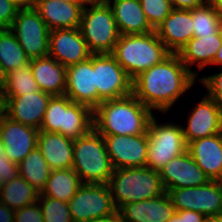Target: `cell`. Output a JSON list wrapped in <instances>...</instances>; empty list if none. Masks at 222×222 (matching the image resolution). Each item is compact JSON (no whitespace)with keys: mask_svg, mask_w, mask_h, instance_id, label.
Wrapping results in <instances>:
<instances>
[{"mask_svg":"<svg viewBox=\"0 0 222 222\" xmlns=\"http://www.w3.org/2000/svg\"><path fill=\"white\" fill-rule=\"evenodd\" d=\"M197 73L188 70L177 53L141 72L132 80V94L146 107L166 113L195 83Z\"/></svg>","mask_w":222,"mask_h":222,"instance_id":"6da1fadb","label":"cell"},{"mask_svg":"<svg viewBox=\"0 0 222 222\" xmlns=\"http://www.w3.org/2000/svg\"><path fill=\"white\" fill-rule=\"evenodd\" d=\"M152 117L151 109L130 94L102 101L93 110V128L101 135L147 134Z\"/></svg>","mask_w":222,"mask_h":222,"instance_id":"7a4b0ae2","label":"cell"},{"mask_svg":"<svg viewBox=\"0 0 222 222\" xmlns=\"http://www.w3.org/2000/svg\"><path fill=\"white\" fill-rule=\"evenodd\" d=\"M111 54L133 80L141 72L162 62L171 52L154 30L146 34L120 35Z\"/></svg>","mask_w":222,"mask_h":222,"instance_id":"3957f363","label":"cell"},{"mask_svg":"<svg viewBox=\"0 0 222 222\" xmlns=\"http://www.w3.org/2000/svg\"><path fill=\"white\" fill-rule=\"evenodd\" d=\"M108 185L116 209L163 195L160 173L147 166L114 169Z\"/></svg>","mask_w":222,"mask_h":222,"instance_id":"277c9868","label":"cell"},{"mask_svg":"<svg viewBox=\"0 0 222 222\" xmlns=\"http://www.w3.org/2000/svg\"><path fill=\"white\" fill-rule=\"evenodd\" d=\"M72 169L82 183L108 184L114 168L104 138L94 128L86 135L74 139Z\"/></svg>","mask_w":222,"mask_h":222,"instance_id":"5b68a950","label":"cell"},{"mask_svg":"<svg viewBox=\"0 0 222 222\" xmlns=\"http://www.w3.org/2000/svg\"><path fill=\"white\" fill-rule=\"evenodd\" d=\"M92 129L93 110L62 95L51 97L39 130L60 133L74 140Z\"/></svg>","mask_w":222,"mask_h":222,"instance_id":"8992f818","label":"cell"},{"mask_svg":"<svg viewBox=\"0 0 222 222\" xmlns=\"http://www.w3.org/2000/svg\"><path fill=\"white\" fill-rule=\"evenodd\" d=\"M79 30L92 54H111L120 37L109 4L84 6Z\"/></svg>","mask_w":222,"mask_h":222,"instance_id":"52a82bcc","label":"cell"},{"mask_svg":"<svg viewBox=\"0 0 222 222\" xmlns=\"http://www.w3.org/2000/svg\"><path fill=\"white\" fill-rule=\"evenodd\" d=\"M148 152L146 166L160 171L174 157L187 151L184 132L180 125L158 124L153 116L148 125Z\"/></svg>","mask_w":222,"mask_h":222,"instance_id":"ba28073f","label":"cell"},{"mask_svg":"<svg viewBox=\"0 0 222 222\" xmlns=\"http://www.w3.org/2000/svg\"><path fill=\"white\" fill-rule=\"evenodd\" d=\"M175 211L192 210L205 217L222 216V181L210 180L198 187L167 191Z\"/></svg>","mask_w":222,"mask_h":222,"instance_id":"9c48e42d","label":"cell"},{"mask_svg":"<svg viewBox=\"0 0 222 222\" xmlns=\"http://www.w3.org/2000/svg\"><path fill=\"white\" fill-rule=\"evenodd\" d=\"M10 30L30 59L49 55L50 30L34 7L20 8Z\"/></svg>","mask_w":222,"mask_h":222,"instance_id":"30bf717a","label":"cell"},{"mask_svg":"<svg viewBox=\"0 0 222 222\" xmlns=\"http://www.w3.org/2000/svg\"><path fill=\"white\" fill-rule=\"evenodd\" d=\"M68 205L73 222L105 217L117 211L108 184L83 183Z\"/></svg>","mask_w":222,"mask_h":222,"instance_id":"8fae6325","label":"cell"},{"mask_svg":"<svg viewBox=\"0 0 222 222\" xmlns=\"http://www.w3.org/2000/svg\"><path fill=\"white\" fill-rule=\"evenodd\" d=\"M98 105L132 94V79L112 54H92Z\"/></svg>","mask_w":222,"mask_h":222,"instance_id":"7c38bea8","label":"cell"},{"mask_svg":"<svg viewBox=\"0 0 222 222\" xmlns=\"http://www.w3.org/2000/svg\"><path fill=\"white\" fill-rule=\"evenodd\" d=\"M102 136L114 169L146 166L148 134Z\"/></svg>","mask_w":222,"mask_h":222,"instance_id":"4fadbf2b","label":"cell"},{"mask_svg":"<svg viewBox=\"0 0 222 222\" xmlns=\"http://www.w3.org/2000/svg\"><path fill=\"white\" fill-rule=\"evenodd\" d=\"M88 49L79 28L51 30L49 33V56L65 67L88 60Z\"/></svg>","mask_w":222,"mask_h":222,"instance_id":"5bb4252c","label":"cell"},{"mask_svg":"<svg viewBox=\"0 0 222 222\" xmlns=\"http://www.w3.org/2000/svg\"><path fill=\"white\" fill-rule=\"evenodd\" d=\"M65 95L72 101L94 110L98 106L92 55L88 60L66 67Z\"/></svg>","mask_w":222,"mask_h":222,"instance_id":"9a60e30c","label":"cell"},{"mask_svg":"<svg viewBox=\"0 0 222 222\" xmlns=\"http://www.w3.org/2000/svg\"><path fill=\"white\" fill-rule=\"evenodd\" d=\"M188 118L187 127H182L187 145L197 139L222 133V107L207 94Z\"/></svg>","mask_w":222,"mask_h":222,"instance_id":"2e32d148","label":"cell"},{"mask_svg":"<svg viewBox=\"0 0 222 222\" xmlns=\"http://www.w3.org/2000/svg\"><path fill=\"white\" fill-rule=\"evenodd\" d=\"M159 173L166 192L174 188L198 187L210 181L188 151L167 162Z\"/></svg>","mask_w":222,"mask_h":222,"instance_id":"e0dca14e","label":"cell"},{"mask_svg":"<svg viewBox=\"0 0 222 222\" xmlns=\"http://www.w3.org/2000/svg\"><path fill=\"white\" fill-rule=\"evenodd\" d=\"M39 131L15 122L7 116L0 122V140L11 162L19 164L37 147Z\"/></svg>","mask_w":222,"mask_h":222,"instance_id":"ac0fdd59","label":"cell"},{"mask_svg":"<svg viewBox=\"0 0 222 222\" xmlns=\"http://www.w3.org/2000/svg\"><path fill=\"white\" fill-rule=\"evenodd\" d=\"M52 95L43 91L7 98L6 116L11 120L40 129Z\"/></svg>","mask_w":222,"mask_h":222,"instance_id":"d6986e66","label":"cell"},{"mask_svg":"<svg viewBox=\"0 0 222 222\" xmlns=\"http://www.w3.org/2000/svg\"><path fill=\"white\" fill-rule=\"evenodd\" d=\"M83 8L77 0H36L34 5L50 31L79 28Z\"/></svg>","mask_w":222,"mask_h":222,"instance_id":"ffe728a7","label":"cell"},{"mask_svg":"<svg viewBox=\"0 0 222 222\" xmlns=\"http://www.w3.org/2000/svg\"><path fill=\"white\" fill-rule=\"evenodd\" d=\"M155 32L171 53H178L194 37L192 10L173 8Z\"/></svg>","mask_w":222,"mask_h":222,"instance_id":"44dd1931","label":"cell"},{"mask_svg":"<svg viewBox=\"0 0 222 222\" xmlns=\"http://www.w3.org/2000/svg\"><path fill=\"white\" fill-rule=\"evenodd\" d=\"M187 151L210 180L222 181V133L190 142Z\"/></svg>","mask_w":222,"mask_h":222,"instance_id":"7402d4cb","label":"cell"},{"mask_svg":"<svg viewBox=\"0 0 222 222\" xmlns=\"http://www.w3.org/2000/svg\"><path fill=\"white\" fill-rule=\"evenodd\" d=\"M119 212L124 222H168L176 211L165 192L156 198L126 204Z\"/></svg>","mask_w":222,"mask_h":222,"instance_id":"603a6c76","label":"cell"},{"mask_svg":"<svg viewBox=\"0 0 222 222\" xmlns=\"http://www.w3.org/2000/svg\"><path fill=\"white\" fill-rule=\"evenodd\" d=\"M37 148L51 170L72 168L73 139L56 132L39 131Z\"/></svg>","mask_w":222,"mask_h":222,"instance_id":"cb8c5ba5","label":"cell"},{"mask_svg":"<svg viewBox=\"0 0 222 222\" xmlns=\"http://www.w3.org/2000/svg\"><path fill=\"white\" fill-rule=\"evenodd\" d=\"M33 77L40 91L52 96L65 95L66 67L51 56L30 59Z\"/></svg>","mask_w":222,"mask_h":222,"instance_id":"d4e9b609","label":"cell"},{"mask_svg":"<svg viewBox=\"0 0 222 222\" xmlns=\"http://www.w3.org/2000/svg\"><path fill=\"white\" fill-rule=\"evenodd\" d=\"M109 5L120 35L146 34L154 31L148 23L139 0H113Z\"/></svg>","mask_w":222,"mask_h":222,"instance_id":"484cf974","label":"cell"},{"mask_svg":"<svg viewBox=\"0 0 222 222\" xmlns=\"http://www.w3.org/2000/svg\"><path fill=\"white\" fill-rule=\"evenodd\" d=\"M222 46V34L192 37L177 53L188 70L198 62V69L211 65Z\"/></svg>","mask_w":222,"mask_h":222,"instance_id":"4316f807","label":"cell"},{"mask_svg":"<svg viewBox=\"0 0 222 222\" xmlns=\"http://www.w3.org/2000/svg\"><path fill=\"white\" fill-rule=\"evenodd\" d=\"M82 184L80 177L72 168L52 170L39 196L69 202Z\"/></svg>","mask_w":222,"mask_h":222,"instance_id":"83f0119b","label":"cell"},{"mask_svg":"<svg viewBox=\"0 0 222 222\" xmlns=\"http://www.w3.org/2000/svg\"><path fill=\"white\" fill-rule=\"evenodd\" d=\"M39 194L20 175L0 184V202L13 210L35 203Z\"/></svg>","mask_w":222,"mask_h":222,"instance_id":"f1b7e54d","label":"cell"},{"mask_svg":"<svg viewBox=\"0 0 222 222\" xmlns=\"http://www.w3.org/2000/svg\"><path fill=\"white\" fill-rule=\"evenodd\" d=\"M18 171L24 180L41 193L52 170L36 147L18 164Z\"/></svg>","mask_w":222,"mask_h":222,"instance_id":"f546056e","label":"cell"},{"mask_svg":"<svg viewBox=\"0 0 222 222\" xmlns=\"http://www.w3.org/2000/svg\"><path fill=\"white\" fill-rule=\"evenodd\" d=\"M29 62L30 58L25 54L14 33L10 29H0V64L5 72L8 74Z\"/></svg>","mask_w":222,"mask_h":222,"instance_id":"4dcf8cb0","label":"cell"},{"mask_svg":"<svg viewBox=\"0 0 222 222\" xmlns=\"http://www.w3.org/2000/svg\"><path fill=\"white\" fill-rule=\"evenodd\" d=\"M192 21L194 37L222 34V19L209 2L192 9Z\"/></svg>","mask_w":222,"mask_h":222,"instance_id":"1f68e13d","label":"cell"},{"mask_svg":"<svg viewBox=\"0 0 222 222\" xmlns=\"http://www.w3.org/2000/svg\"><path fill=\"white\" fill-rule=\"evenodd\" d=\"M40 91L35 81L30 62L19 66L7 74L5 96L7 98L18 97L24 94Z\"/></svg>","mask_w":222,"mask_h":222,"instance_id":"d6a6232c","label":"cell"},{"mask_svg":"<svg viewBox=\"0 0 222 222\" xmlns=\"http://www.w3.org/2000/svg\"><path fill=\"white\" fill-rule=\"evenodd\" d=\"M38 202L44 217V222H73L68 202L39 196Z\"/></svg>","mask_w":222,"mask_h":222,"instance_id":"836d02e7","label":"cell"},{"mask_svg":"<svg viewBox=\"0 0 222 222\" xmlns=\"http://www.w3.org/2000/svg\"><path fill=\"white\" fill-rule=\"evenodd\" d=\"M145 17L155 30L157 26L170 14L172 5L170 0H139Z\"/></svg>","mask_w":222,"mask_h":222,"instance_id":"e575fe53","label":"cell"},{"mask_svg":"<svg viewBox=\"0 0 222 222\" xmlns=\"http://www.w3.org/2000/svg\"><path fill=\"white\" fill-rule=\"evenodd\" d=\"M14 222H44L38 201L14 210Z\"/></svg>","mask_w":222,"mask_h":222,"instance_id":"d590c367","label":"cell"},{"mask_svg":"<svg viewBox=\"0 0 222 222\" xmlns=\"http://www.w3.org/2000/svg\"><path fill=\"white\" fill-rule=\"evenodd\" d=\"M209 91L207 94L222 107V72L199 79Z\"/></svg>","mask_w":222,"mask_h":222,"instance_id":"8d00e7d4","label":"cell"},{"mask_svg":"<svg viewBox=\"0 0 222 222\" xmlns=\"http://www.w3.org/2000/svg\"><path fill=\"white\" fill-rule=\"evenodd\" d=\"M19 9L12 0H0V29H10Z\"/></svg>","mask_w":222,"mask_h":222,"instance_id":"74e56055","label":"cell"},{"mask_svg":"<svg viewBox=\"0 0 222 222\" xmlns=\"http://www.w3.org/2000/svg\"><path fill=\"white\" fill-rule=\"evenodd\" d=\"M19 176L18 164L11 162L4 152V146L0 147V184Z\"/></svg>","mask_w":222,"mask_h":222,"instance_id":"f35d334b","label":"cell"},{"mask_svg":"<svg viewBox=\"0 0 222 222\" xmlns=\"http://www.w3.org/2000/svg\"><path fill=\"white\" fill-rule=\"evenodd\" d=\"M208 0H170L172 8L192 10L194 8L203 6Z\"/></svg>","mask_w":222,"mask_h":222,"instance_id":"ab89813d","label":"cell"},{"mask_svg":"<svg viewBox=\"0 0 222 222\" xmlns=\"http://www.w3.org/2000/svg\"><path fill=\"white\" fill-rule=\"evenodd\" d=\"M183 219V222H204L205 216L192 210L176 211Z\"/></svg>","mask_w":222,"mask_h":222,"instance_id":"60d3db41","label":"cell"},{"mask_svg":"<svg viewBox=\"0 0 222 222\" xmlns=\"http://www.w3.org/2000/svg\"><path fill=\"white\" fill-rule=\"evenodd\" d=\"M0 222H14V210L0 202Z\"/></svg>","mask_w":222,"mask_h":222,"instance_id":"b9f144b4","label":"cell"},{"mask_svg":"<svg viewBox=\"0 0 222 222\" xmlns=\"http://www.w3.org/2000/svg\"><path fill=\"white\" fill-rule=\"evenodd\" d=\"M84 222H124V221L122 219L121 213L117 210L116 212H114L111 215L87 220Z\"/></svg>","mask_w":222,"mask_h":222,"instance_id":"7bdbcfd3","label":"cell"},{"mask_svg":"<svg viewBox=\"0 0 222 222\" xmlns=\"http://www.w3.org/2000/svg\"><path fill=\"white\" fill-rule=\"evenodd\" d=\"M7 99L5 93L0 92V122L6 117Z\"/></svg>","mask_w":222,"mask_h":222,"instance_id":"ee69618b","label":"cell"},{"mask_svg":"<svg viewBox=\"0 0 222 222\" xmlns=\"http://www.w3.org/2000/svg\"><path fill=\"white\" fill-rule=\"evenodd\" d=\"M7 85V73L0 64V92L5 93Z\"/></svg>","mask_w":222,"mask_h":222,"instance_id":"f6af8a7d","label":"cell"},{"mask_svg":"<svg viewBox=\"0 0 222 222\" xmlns=\"http://www.w3.org/2000/svg\"><path fill=\"white\" fill-rule=\"evenodd\" d=\"M20 8H33L36 0H12Z\"/></svg>","mask_w":222,"mask_h":222,"instance_id":"bcb514c9","label":"cell"},{"mask_svg":"<svg viewBox=\"0 0 222 222\" xmlns=\"http://www.w3.org/2000/svg\"><path fill=\"white\" fill-rule=\"evenodd\" d=\"M78 2H80L83 6H87L88 5H105V4H109V2H112L111 0H77Z\"/></svg>","mask_w":222,"mask_h":222,"instance_id":"7dc6e473","label":"cell"},{"mask_svg":"<svg viewBox=\"0 0 222 222\" xmlns=\"http://www.w3.org/2000/svg\"><path fill=\"white\" fill-rule=\"evenodd\" d=\"M208 2L212 5L214 10L218 13L220 18L222 19V0H208Z\"/></svg>","mask_w":222,"mask_h":222,"instance_id":"c3c4849f","label":"cell"},{"mask_svg":"<svg viewBox=\"0 0 222 222\" xmlns=\"http://www.w3.org/2000/svg\"><path fill=\"white\" fill-rule=\"evenodd\" d=\"M222 65V46L220 47V49L218 50L216 57L214 58V61L212 63V65Z\"/></svg>","mask_w":222,"mask_h":222,"instance_id":"681fc988","label":"cell"},{"mask_svg":"<svg viewBox=\"0 0 222 222\" xmlns=\"http://www.w3.org/2000/svg\"><path fill=\"white\" fill-rule=\"evenodd\" d=\"M168 222H183V219L177 212H175Z\"/></svg>","mask_w":222,"mask_h":222,"instance_id":"f907efd6","label":"cell"},{"mask_svg":"<svg viewBox=\"0 0 222 222\" xmlns=\"http://www.w3.org/2000/svg\"><path fill=\"white\" fill-rule=\"evenodd\" d=\"M204 222H222V216L206 217Z\"/></svg>","mask_w":222,"mask_h":222,"instance_id":"816d5d0a","label":"cell"}]
</instances>
